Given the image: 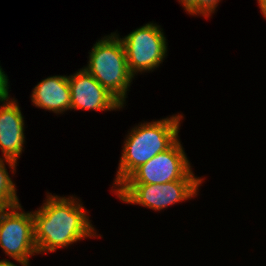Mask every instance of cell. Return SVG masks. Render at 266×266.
<instances>
[{
  "label": "cell",
  "instance_id": "obj_8",
  "mask_svg": "<svg viewBox=\"0 0 266 266\" xmlns=\"http://www.w3.org/2000/svg\"><path fill=\"white\" fill-rule=\"evenodd\" d=\"M71 109L113 111L124 107L86 69L68 76Z\"/></svg>",
  "mask_w": 266,
  "mask_h": 266
},
{
  "label": "cell",
  "instance_id": "obj_10",
  "mask_svg": "<svg viewBox=\"0 0 266 266\" xmlns=\"http://www.w3.org/2000/svg\"><path fill=\"white\" fill-rule=\"evenodd\" d=\"M33 105L61 114L71 110V93L68 76H49L41 80L31 94Z\"/></svg>",
  "mask_w": 266,
  "mask_h": 266
},
{
  "label": "cell",
  "instance_id": "obj_6",
  "mask_svg": "<svg viewBox=\"0 0 266 266\" xmlns=\"http://www.w3.org/2000/svg\"><path fill=\"white\" fill-rule=\"evenodd\" d=\"M120 39L133 76L139 72L153 71L167 56V40L162 28L156 23H147Z\"/></svg>",
  "mask_w": 266,
  "mask_h": 266
},
{
  "label": "cell",
  "instance_id": "obj_9",
  "mask_svg": "<svg viewBox=\"0 0 266 266\" xmlns=\"http://www.w3.org/2000/svg\"><path fill=\"white\" fill-rule=\"evenodd\" d=\"M0 106V149L2 158L17 162L25 143L24 117L18 102L2 100Z\"/></svg>",
  "mask_w": 266,
  "mask_h": 266
},
{
  "label": "cell",
  "instance_id": "obj_7",
  "mask_svg": "<svg viewBox=\"0 0 266 266\" xmlns=\"http://www.w3.org/2000/svg\"><path fill=\"white\" fill-rule=\"evenodd\" d=\"M179 139L166 151L158 153L136 168L121 184H164L195 176Z\"/></svg>",
  "mask_w": 266,
  "mask_h": 266
},
{
  "label": "cell",
  "instance_id": "obj_15",
  "mask_svg": "<svg viewBox=\"0 0 266 266\" xmlns=\"http://www.w3.org/2000/svg\"><path fill=\"white\" fill-rule=\"evenodd\" d=\"M10 207L11 205L0 195V214Z\"/></svg>",
  "mask_w": 266,
  "mask_h": 266
},
{
  "label": "cell",
  "instance_id": "obj_14",
  "mask_svg": "<svg viewBox=\"0 0 266 266\" xmlns=\"http://www.w3.org/2000/svg\"><path fill=\"white\" fill-rule=\"evenodd\" d=\"M179 2L190 15H196V0H179Z\"/></svg>",
  "mask_w": 266,
  "mask_h": 266
},
{
  "label": "cell",
  "instance_id": "obj_16",
  "mask_svg": "<svg viewBox=\"0 0 266 266\" xmlns=\"http://www.w3.org/2000/svg\"><path fill=\"white\" fill-rule=\"evenodd\" d=\"M0 266H17V265L9 261L8 259L7 260L3 259V260H0ZM21 266H26V265H21Z\"/></svg>",
  "mask_w": 266,
  "mask_h": 266
},
{
  "label": "cell",
  "instance_id": "obj_18",
  "mask_svg": "<svg viewBox=\"0 0 266 266\" xmlns=\"http://www.w3.org/2000/svg\"><path fill=\"white\" fill-rule=\"evenodd\" d=\"M258 1V5L262 4L265 0H257Z\"/></svg>",
  "mask_w": 266,
  "mask_h": 266
},
{
  "label": "cell",
  "instance_id": "obj_11",
  "mask_svg": "<svg viewBox=\"0 0 266 266\" xmlns=\"http://www.w3.org/2000/svg\"><path fill=\"white\" fill-rule=\"evenodd\" d=\"M6 163H5V162ZM5 163V164H4ZM8 163L11 172L15 173L17 162L9 159H4L0 157V195L11 205L15 206L20 204L17 197V190L15 183H13L10 178L9 173L6 169V164Z\"/></svg>",
  "mask_w": 266,
  "mask_h": 266
},
{
  "label": "cell",
  "instance_id": "obj_12",
  "mask_svg": "<svg viewBox=\"0 0 266 266\" xmlns=\"http://www.w3.org/2000/svg\"><path fill=\"white\" fill-rule=\"evenodd\" d=\"M221 0H196V16L210 17Z\"/></svg>",
  "mask_w": 266,
  "mask_h": 266
},
{
  "label": "cell",
  "instance_id": "obj_2",
  "mask_svg": "<svg viewBox=\"0 0 266 266\" xmlns=\"http://www.w3.org/2000/svg\"><path fill=\"white\" fill-rule=\"evenodd\" d=\"M182 118V114H176L170 118L144 122L132 128L124 141L113 189H116L136 168L158 153L169 149L179 139Z\"/></svg>",
  "mask_w": 266,
  "mask_h": 266
},
{
  "label": "cell",
  "instance_id": "obj_13",
  "mask_svg": "<svg viewBox=\"0 0 266 266\" xmlns=\"http://www.w3.org/2000/svg\"><path fill=\"white\" fill-rule=\"evenodd\" d=\"M9 82L8 76L5 74L3 69L0 66V104L2 100H6L9 98Z\"/></svg>",
  "mask_w": 266,
  "mask_h": 266
},
{
  "label": "cell",
  "instance_id": "obj_4",
  "mask_svg": "<svg viewBox=\"0 0 266 266\" xmlns=\"http://www.w3.org/2000/svg\"><path fill=\"white\" fill-rule=\"evenodd\" d=\"M203 179H181L164 184H120L115 191L124 203L160 211L195 197Z\"/></svg>",
  "mask_w": 266,
  "mask_h": 266
},
{
  "label": "cell",
  "instance_id": "obj_1",
  "mask_svg": "<svg viewBox=\"0 0 266 266\" xmlns=\"http://www.w3.org/2000/svg\"><path fill=\"white\" fill-rule=\"evenodd\" d=\"M46 197L43 205L32 211L38 254L52 253L83 238L98 236L78 198L49 193Z\"/></svg>",
  "mask_w": 266,
  "mask_h": 266
},
{
  "label": "cell",
  "instance_id": "obj_17",
  "mask_svg": "<svg viewBox=\"0 0 266 266\" xmlns=\"http://www.w3.org/2000/svg\"><path fill=\"white\" fill-rule=\"evenodd\" d=\"M259 7L262 14L264 15V18L266 19V0L262 4H260Z\"/></svg>",
  "mask_w": 266,
  "mask_h": 266
},
{
  "label": "cell",
  "instance_id": "obj_3",
  "mask_svg": "<svg viewBox=\"0 0 266 266\" xmlns=\"http://www.w3.org/2000/svg\"><path fill=\"white\" fill-rule=\"evenodd\" d=\"M86 69L123 106L134 76L130 73L126 52L119 34L104 36L89 52Z\"/></svg>",
  "mask_w": 266,
  "mask_h": 266
},
{
  "label": "cell",
  "instance_id": "obj_5",
  "mask_svg": "<svg viewBox=\"0 0 266 266\" xmlns=\"http://www.w3.org/2000/svg\"><path fill=\"white\" fill-rule=\"evenodd\" d=\"M21 207L11 206L0 214V248L20 265L30 266L29 257L38 254L34 217Z\"/></svg>",
  "mask_w": 266,
  "mask_h": 266
}]
</instances>
